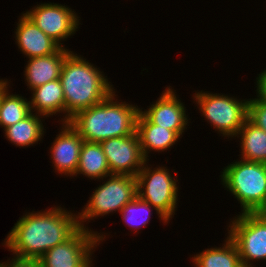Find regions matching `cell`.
<instances>
[{"label": "cell", "mask_w": 266, "mask_h": 267, "mask_svg": "<svg viewBox=\"0 0 266 267\" xmlns=\"http://www.w3.org/2000/svg\"><path fill=\"white\" fill-rule=\"evenodd\" d=\"M136 132L147 161L151 151L166 152L181 138L175 131L153 124L141 111L136 120Z\"/></svg>", "instance_id": "16"}, {"label": "cell", "mask_w": 266, "mask_h": 267, "mask_svg": "<svg viewBox=\"0 0 266 267\" xmlns=\"http://www.w3.org/2000/svg\"><path fill=\"white\" fill-rule=\"evenodd\" d=\"M239 137L241 160L266 163V132L263 129L247 119L238 131Z\"/></svg>", "instance_id": "22"}, {"label": "cell", "mask_w": 266, "mask_h": 267, "mask_svg": "<svg viewBox=\"0 0 266 267\" xmlns=\"http://www.w3.org/2000/svg\"><path fill=\"white\" fill-rule=\"evenodd\" d=\"M104 75L81 55L71 51L66 56L59 78L65 97V123L78 111L97 105L115 90Z\"/></svg>", "instance_id": "2"}, {"label": "cell", "mask_w": 266, "mask_h": 267, "mask_svg": "<svg viewBox=\"0 0 266 267\" xmlns=\"http://www.w3.org/2000/svg\"><path fill=\"white\" fill-rule=\"evenodd\" d=\"M196 106L217 134L232 139L236 137L240 128L248 118L249 99H237L226 94L195 91L192 96Z\"/></svg>", "instance_id": "5"}, {"label": "cell", "mask_w": 266, "mask_h": 267, "mask_svg": "<svg viewBox=\"0 0 266 267\" xmlns=\"http://www.w3.org/2000/svg\"><path fill=\"white\" fill-rule=\"evenodd\" d=\"M247 119L266 132V102L256 98H250L248 102Z\"/></svg>", "instance_id": "24"}, {"label": "cell", "mask_w": 266, "mask_h": 267, "mask_svg": "<svg viewBox=\"0 0 266 267\" xmlns=\"http://www.w3.org/2000/svg\"><path fill=\"white\" fill-rule=\"evenodd\" d=\"M194 267H242L237 246L227 235L222 247H212L191 258Z\"/></svg>", "instance_id": "20"}, {"label": "cell", "mask_w": 266, "mask_h": 267, "mask_svg": "<svg viewBox=\"0 0 266 267\" xmlns=\"http://www.w3.org/2000/svg\"><path fill=\"white\" fill-rule=\"evenodd\" d=\"M105 234L80 227L68 240L52 247L38 260L42 267H93L92 253L105 240Z\"/></svg>", "instance_id": "8"}, {"label": "cell", "mask_w": 266, "mask_h": 267, "mask_svg": "<svg viewBox=\"0 0 266 267\" xmlns=\"http://www.w3.org/2000/svg\"><path fill=\"white\" fill-rule=\"evenodd\" d=\"M146 161L136 176L137 196L154 207L168 222L175 215L178 203V177L165 166L150 167Z\"/></svg>", "instance_id": "7"}, {"label": "cell", "mask_w": 266, "mask_h": 267, "mask_svg": "<svg viewBox=\"0 0 266 267\" xmlns=\"http://www.w3.org/2000/svg\"><path fill=\"white\" fill-rule=\"evenodd\" d=\"M254 213L260 218H263L266 220V197L263 203L259 206V208Z\"/></svg>", "instance_id": "27"}, {"label": "cell", "mask_w": 266, "mask_h": 267, "mask_svg": "<svg viewBox=\"0 0 266 267\" xmlns=\"http://www.w3.org/2000/svg\"><path fill=\"white\" fill-rule=\"evenodd\" d=\"M44 116L36 113H31L25 119L15 123L4 129V134L9 142L15 144V146L29 147L42 141L44 137L45 129L43 125Z\"/></svg>", "instance_id": "21"}, {"label": "cell", "mask_w": 266, "mask_h": 267, "mask_svg": "<svg viewBox=\"0 0 266 267\" xmlns=\"http://www.w3.org/2000/svg\"><path fill=\"white\" fill-rule=\"evenodd\" d=\"M70 52L71 50L60 47L51 55L28 58L24 68V81L29 89L59 79L63 62Z\"/></svg>", "instance_id": "15"}, {"label": "cell", "mask_w": 266, "mask_h": 267, "mask_svg": "<svg viewBox=\"0 0 266 267\" xmlns=\"http://www.w3.org/2000/svg\"><path fill=\"white\" fill-rule=\"evenodd\" d=\"M15 32V43L26 58L47 56L60 46L39 29L24 13L20 16Z\"/></svg>", "instance_id": "14"}, {"label": "cell", "mask_w": 266, "mask_h": 267, "mask_svg": "<svg viewBox=\"0 0 266 267\" xmlns=\"http://www.w3.org/2000/svg\"><path fill=\"white\" fill-rule=\"evenodd\" d=\"M81 174L91 180L98 179L100 182L111 175L100 143L86 141L82 143L79 164L74 176Z\"/></svg>", "instance_id": "19"}, {"label": "cell", "mask_w": 266, "mask_h": 267, "mask_svg": "<svg viewBox=\"0 0 266 267\" xmlns=\"http://www.w3.org/2000/svg\"><path fill=\"white\" fill-rule=\"evenodd\" d=\"M24 14L61 48H64L61 42L73 36L81 24L74 10L54 2L37 4Z\"/></svg>", "instance_id": "10"}, {"label": "cell", "mask_w": 266, "mask_h": 267, "mask_svg": "<svg viewBox=\"0 0 266 267\" xmlns=\"http://www.w3.org/2000/svg\"><path fill=\"white\" fill-rule=\"evenodd\" d=\"M230 220L227 233L237 246L242 265L266 260V220L255 213L240 212Z\"/></svg>", "instance_id": "9"}, {"label": "cell", "mask_w": 266, "mask_h": 267, "mask_svg": "<svg viewBox=\"0 0 266 267\" xmlns=\"http://www.w3.org/2000/svg\"><path fill=\"white\" fill-rule=\"evenodd\" d=\"M94 189L85 207L78 212L81 228H86V221L120 212L121 209L137 196L136 177L128 175H110ZM85 225V226H84Z\"/></svg>", "instance_id": "6"}, {"label": "cell", "mask_w": 266, "mask_h": 267, "mask_svg": "<svg viewBox=\"0 0 266 267\" xmlns=\"http://www.w3.org/2000/svg\"><path fill=\"white\" fill-rule=\"evenodd\" d=\"M152 210L156 211L159 220H162L164 225L168 223V221L154 207L140 199L138 196L127 203L119 213L122 215V221L128 225L127 227H129L131 231L134 230V233H139V229L144 226L146 227L147 223L150 222L151 214H153L151 213Z\"/></svg>", "instance_id": "23"}, {"label": "cell", "mask_w": 266, "mask_h": 267, "mask_svg": "<svg viewBox=\"0 0 266 267\" xmlns=\"http://www.w3.org/2000/svg\"><path fill=\"white\" fill-rule=\"evenodd\" d=\"M80 228L78 214L53 206L26 212L7 235L3 245L14 258L38 260L49 249L68 240Z\"/></svg>", "instance_id": "1"}, {"label": "cell", "mask_w": 266, "mask_h": 267, "mask_svg": "<svg viewBox=\"0 0 266 267\" xmlns=\"http://www.w3.org/2000/svg\"><path fill=\"white\" fill-rule=\"evenodd\" d=\"M106 156L111 175H128L136 177L147 161L142 153L137 132L113 137L100 142Z\"/></svg>", "instance_id": "11"}, {"label": "cell", "mask_w": 266, "mask_h": 267, "mask_svg": "<svg viewBox=\"0 0 266 267\" xmlns=\"http://www.w3.org/2000/svg\"><path fill=\"white\" fill-rule=\"evenodd\" d=\"M242 267H254V265H253V266H248V265H242Z\"/></svg>", "instance_id": "28"}, {"label": "cell", "mask_w": 266, "mask_h": 267, "mask_svg": "<svg viewBox=\"0 0 266 267\" xmlns=\"http://www.w3.org/2000/svg\"><path fill=\"white\" fill-rule=\"evenodd\" d=\"M0 267H42L39 260L11 258L0 262Z\"/></svg>", "instance_id": "25"}, {"label": "cell", "mask_w": 266, "mask_h": 267, "mask_svg": "<svg viewBox=\"0 0 266 267\" xmlns=\"http://www.w3.org/2000/svg\"><path fill=\"white\" fill-rule=\"evenodd\" d=\"M221 172V184L241 205V213H254L266 197V163L236 160Z\"/></svg>", "instance_id": "4"}, {"label": "cell", "mask_w": 266, "mask_h": 267, "mask_svg": "<svg viewBox=\"0 0 266 267\" xmlns=\"http://www.w3.org/2000/svg\"><path fill=\"white\" fill-rule=\"evenodd\" d=\"M256 85V99L266 102V69H264L263 72L261 71L258 77H256Z\"/></svg>", "instance_id": "26"}, {"label": "cell", "mask_w": 266, "mask_h": 267, "mask_svg": "<svg viewBox=\"0 0 266 267\" xmlns=\"http://www.w3.org/2000/svg\"><path fill=\"white\" fill-rule=\"evenodd\" d=\"M60 133L56 135L50 158L58 174L74 177L79 164L80 149L84 140L69 122L62 123Z\"/></svg>", "instance_id": "13"}, {"label": "cell", "mask_w": 266, "mask_h": 267, "mask_svg": "<svg viewBox=\"0 0 266 267\" xmlns=\"http://www.w3.org/2000/svg\"><path fill=\"white\" fill-rule=\"evenodd\" d=\"M115 93L114 90L102 102L78 111L71 117L70 125L84 141L100 143L136 132V120L141 108L132 103L117 101L118 95Z\"/></svg>", "instance_id": "3"}, {"label": "cell", "mask_w": 266, "mask_h": 267, "mask_svg": "<svg viewBox=\"0 0 266 267\" xmlns=\"http://www.w3.org/2000/svg\"><path fill=\"white\" fill-rule=\"evenodd\" d=\"M167 86L161 96L152 102L149 108L140 111L153 123L161 127L175 131L180 137L189 126V117L186 115V107L175 94L176 90Z\"/></svg>", "instance_id": "12"}, {"label": "cell", "mask_w": 266, "mask_h": 267, "mask_svg": "<svg viewBox=\"0 0 266 267\" xmlns=\"http://www.w3.org/2000/svg\"><path fill=\"white\" fill-rule=\"evenodd\" d=\"M31 92L32 97L29 104L32 112L42 115L44 118L63 113L64 118L59 121L65 123V97L60 79L39 86Z\"/></svg>", "instance_id": "17"}, {"label": "cell", "mask_w": 266, "mask_h": 267, "mask_svg": "<svg viewBox=\"0 0 266 267\" xmlns=\"http://www.w3.org/2000/svg\"><path fill=\"white\" fill-rule=\"evenodd\" d=\"M8 87L11 88L8 79H0V127L3 130L32 113L28 99L19 94H11Z\"/></svg>", "instance_id": "18"}]
</instances>
